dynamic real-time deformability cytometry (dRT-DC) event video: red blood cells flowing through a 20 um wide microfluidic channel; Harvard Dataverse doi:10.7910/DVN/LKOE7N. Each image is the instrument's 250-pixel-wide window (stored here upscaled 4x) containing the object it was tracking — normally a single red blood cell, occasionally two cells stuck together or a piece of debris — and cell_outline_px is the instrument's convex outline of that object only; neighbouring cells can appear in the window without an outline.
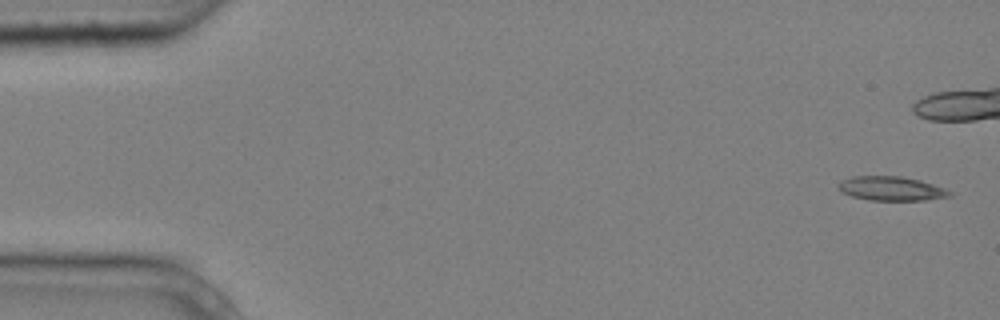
{"species": "common noctule bat (a hibernating species)", "species_latin": "Nyctalus noctula", "temperature_condition": "cold", "stored_images_in_passage": 7, "camera_frame_rate_fps": 3000, "um_per_image_px": 0.085, "animal": {"sex": "male", "body_mass_g": 20.4}, "frame": {"image": 1, "passage_image": 1, "time_ms": 0.0, "image_size_px": [1000, 320], "cell_outline_px": [[952, 196], [924, 200], [872, 200], [852, 196], [840, 192], [836, 188], [836, 184], [840, 180], [852, 176], [900, 176], [920, 180], [944, 188], [952, 192]], "centroid_in_image_um": [75.7, 16.02], "position_along_channel_um": 9.3, "area_um2": 15.78}}